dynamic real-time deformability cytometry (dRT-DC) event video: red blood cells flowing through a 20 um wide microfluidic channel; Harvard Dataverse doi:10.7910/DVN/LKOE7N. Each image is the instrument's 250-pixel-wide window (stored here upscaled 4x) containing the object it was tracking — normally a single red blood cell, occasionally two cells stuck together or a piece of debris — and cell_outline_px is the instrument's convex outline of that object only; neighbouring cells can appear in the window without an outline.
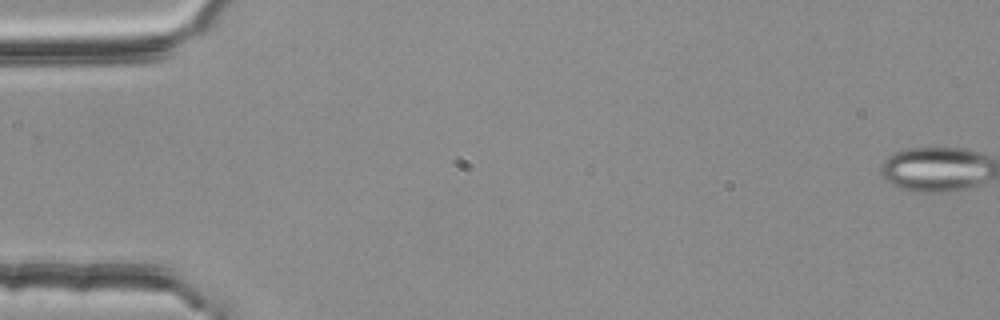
{"species": "common noctule bat (a hibernating species)", "species_latin": "Nyctalus noctula", "temperature_condition": "room temperature", "stored_images_in_passage": 56, "camera_frame_rate_fps": 3000, "um_per_image_px": 0.085, "animal": {"sex": "female", "body_mass_g": 25.1}, "frame": {"image": 1, "passage_image": 1, "time_ms": 0.0, "image_size_px": [1000, 320], "cell_outline_px": [[976, 156], [964, 184], [944, 188], [924, 188], [904, 184], [896, 180], [888, 168], [888, 164], [896, 156], [904, 152], [964, 152]], "centroid_in_image_um": [79.21, 14.34], "position_along_channel_um": 5.8, "area_um2": 18.84}}
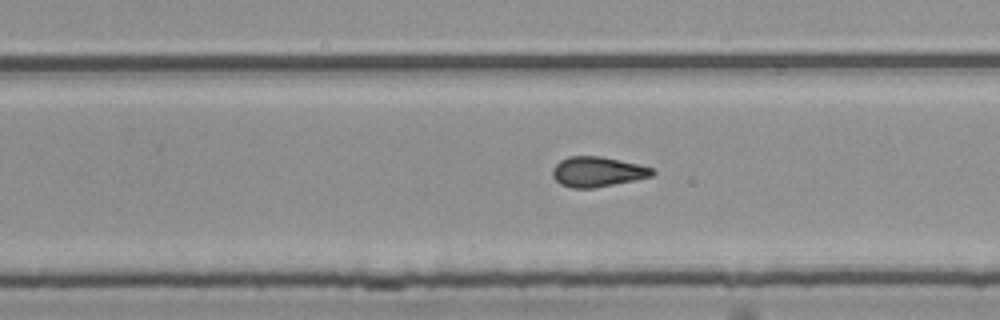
{"frame": {"image": 2, "passage_image": 36, "time_ms": 11.667, "image_size_px": [1000, 320], "cell_outline_px": [[652, 172], [648, 176], [588, 188], [576, 188], [564, 184], [556, 180], [552, 172], [556, 164], [560, 160], [572, 156], [596, 156], [616, 160], [652, 168]], "centroid_in_image_um": [50.68, 14.58], "position_along_channel_um": 279.1, "area_um2": 16.18}}
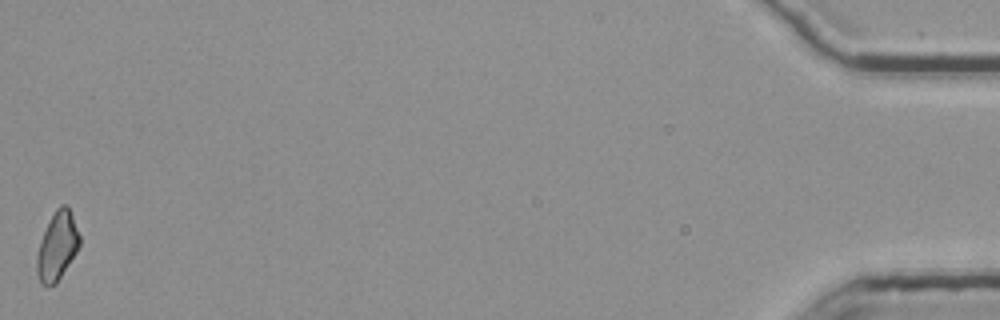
{"frame": {"image": 3, "passage_image": 56, "time_ms": 18.333, "image_size_px": [1000, 320], "cell_outline_px": [[80, 244], [60, 276], [52, 284], [44, 284], [40, 280], [40, 244], [44, 232], [52, 216], [64, 204], [68, 208], [80, 236]], "centroid_in_image_um": [4.93, 20.86], "position_along_channel_um": 430.3, "area_um2": 15.09}, "authors_computed_cell_mechanics": {"area_um2": 16.2707, "velocity_mm_per_s": 3.7764, "shape_relaxation_time_tau1_ms": null, "shape_relaxation_time_tau2_ms": 2.3288, "deformation_change_tau1": null, "deformation_change_tau2": 0.1045}}